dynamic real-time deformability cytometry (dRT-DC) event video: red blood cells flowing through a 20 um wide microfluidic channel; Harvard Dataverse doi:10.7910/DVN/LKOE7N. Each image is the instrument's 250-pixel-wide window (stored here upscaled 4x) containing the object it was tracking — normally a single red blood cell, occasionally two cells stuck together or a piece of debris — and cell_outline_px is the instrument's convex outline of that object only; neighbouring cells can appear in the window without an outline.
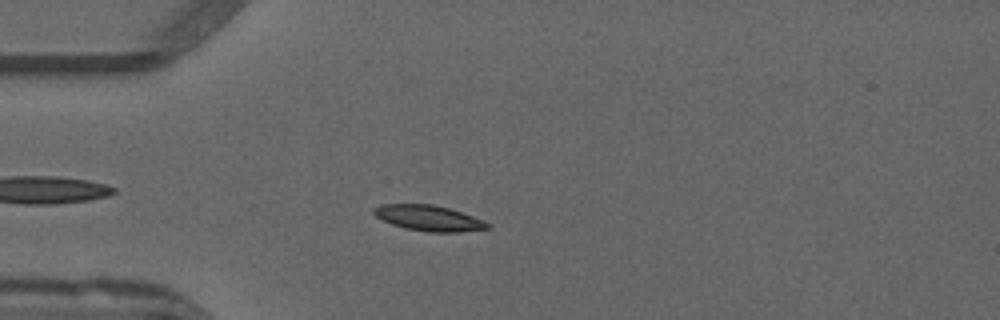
{"species": "common noctule bat (a hibernating species)", "species_latin": "Nyctalus noctula", "temperature_condition": "warm", "stored_images_in_passage": 45, "camera_frame_rate_fps": 3000, "um_per_image_px": 0.085, "animal": {"sex": "male", "forearm_length_mm": 52.5}, "frame": {"image": 1, "passage_image": 7, "time_ms": 2.0, "image_size_px": [1000, 320], "cell_outline_px": [[492, 224], [488, 228], [460, 232], [428, 232], [404, 228], [392, 224], [376, 216], [372, 212], [372, 208], [384, 204], [432, 204], [448, 208], [484, 220]], "centroid_in_image_um": [36.44, 18.54], "position_along_channel_um": 48.6, "area_um2": 16.88}}
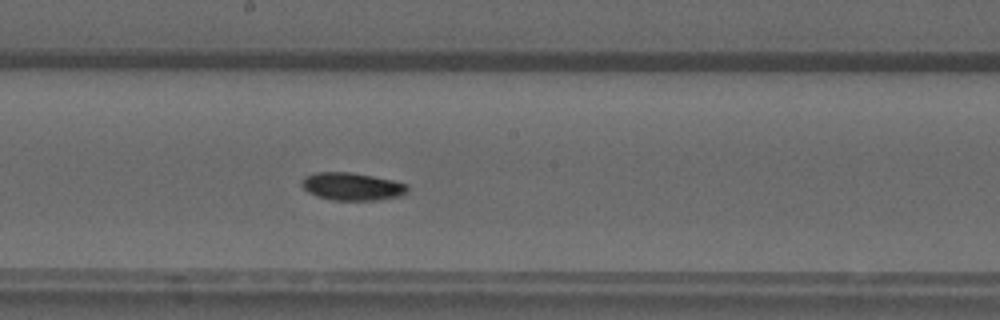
{"frame": {"image": 2, "passage_image": 21, "time_ms": 6.667, "image_size_px": [1000, 320], "cell_outline_px": [[408, 192], [404, 196], [376, 200], [332, 200], [316, 196], [308, 192], [300, 184], [300, 180], [304, 176], [316, 172], [348, 172], [372, 176], [392, 180], [408, 184]], "centroid_in_image_um": [29.92, 15.85], "position_along_channel_um": 218.3, "area_um2": 17.28}}
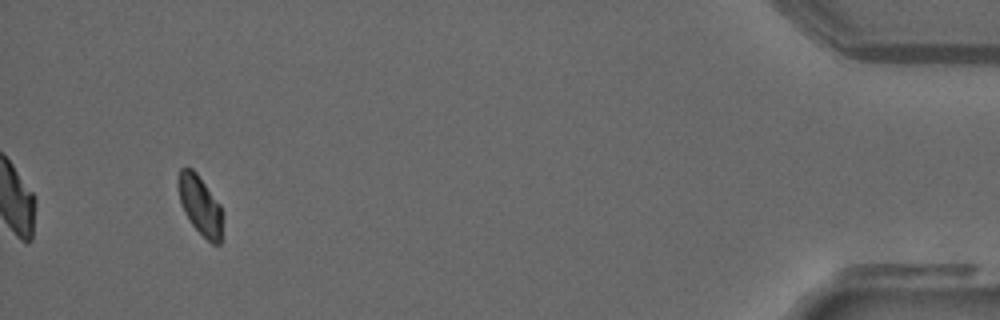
{"frame": {"image": 3, "passage_image": 42, "time_ms": 13.667, "image_size_px": [1000, 320], "cell_outline_px": [[224, 212], [220, 244], [212, 244], [192, 224], [184, 212], [180, 200], [176, 184], [176, 180], [180, 168], [192, 168], [196, 172], [220, 204]], "centroid_in_image_um": [17.02, 17.43], "position_along_channel_um": 418.2, "area_um2": 15.49}}